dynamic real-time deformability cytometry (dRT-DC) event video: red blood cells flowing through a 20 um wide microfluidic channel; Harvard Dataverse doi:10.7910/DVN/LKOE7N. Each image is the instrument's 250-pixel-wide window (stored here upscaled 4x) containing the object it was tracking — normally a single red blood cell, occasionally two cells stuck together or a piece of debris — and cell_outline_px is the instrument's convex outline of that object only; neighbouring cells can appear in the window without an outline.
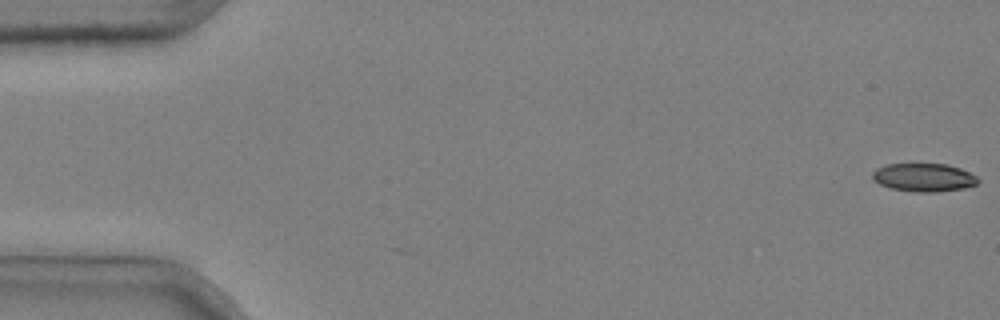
{"species": "common noctule bat (a hibernating species)", "species_latin": "Nyctalus noctula", "temperature_condition": "cold", "stored_images_in_passage": 4, "camera_frame_rate_fps": 3000, "um_per_image_px": 0.085, "animal": {"sex": "male", "body_mass_g": 20.4}, "frame": {"image": 1, "passage_image": 1, "time_ms": 0.0, "image_size_px": [1000, 320], "cell_outline_px": [[980, 180], [976, 184], [964, 188], [936, 192], [916, 192], [892, 188], [880, 184], [872, 180], [872, 172], [876, 168], [884, 164], [944, 164], [960, 168], [976, 176]], "centroid_in_image_um": [78.49, 15.08], "position_along_channel_um": 6.5, "area_um2": 17.34}}
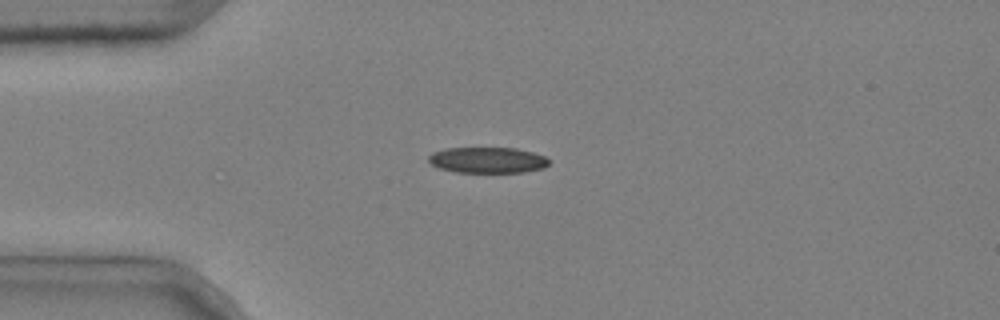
{"frame": {"image": 2, "passage_image": 4, "time_ms": 1.0, "image_size_px": [1000, 320], "cell_outline_px": [[548, 164], [544, 168], [524, 172], [456, 172], [440, 168], [432, 164], [428, 160], [428, 156], [432, 152], [444, 148], [516, 148], [532, 152], [544, 156], [548, 160]], "centroid_in_image_um": [41.42, 13.6], "position_along_channel_um": 43.6, "area_um2": 18.09}}